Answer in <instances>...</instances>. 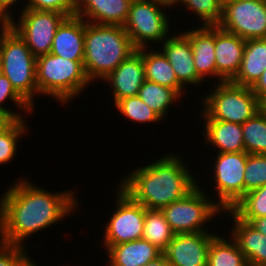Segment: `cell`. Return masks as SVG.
<instances>
[{
  "instance_id": "6da1fadb",
  "label": "cell",
  "mask_w": 266,
  "mask_h": 266,
  "mask_svg": "<svg viewBox=\"0 0 266 266\" xmlns=\"http://www.w3.org/2000/svg\"><path fill=\"white\" fill-rule=\"evenodd\" d=\"M29 179L21 174L0 195V241L26 248L28 238L63 224L83 207L77 189L52 191Z\"/></svg>"
},
{
  "instance_id": "7a4b0ae2",
  "label": "cell",
  "mask_w": 266,
  "mask_h": 266,
  "mask_svg": "<svg viewBox=\"0 0 266 266\" xmlns=\"http://www.w3.org/2000/svg\"><path fill=\"white\" fill-rule=\"evenodd\" d=\"M163 153V156L160 154L158 159L154 157L147 164L132 167L130 172L126 171L115 181L132 200L147 209L161 210L174 201L183 199L198 185L200 179L206 177L202 175L203 178H200V174L193 172L189 159L186 161V157L180 155L179 151Z\"/></svg>"
},
{
  "instance_id": "3957f363",
  "label": "cell",
  "mask_w": 266,
  "mask_h": 266,
  "mask_svg": "<svg viewBox=\"0 0 266 266\" xmlns=\"http://www.w3.org/2000/svg\"><path fill=\"white\" fill-rule=\"evenodd\" d=\"M136 51L123 26L85 21L83 67L92 85L105 79Z\"/></svg>"
},
{
  "instance_id": "277c9868",
  "label": "cell",
  "mask_w": 266,
  "mask_h": 266,
  "mask_svg": "<svg viewBox=\"0 0 266 266\" xmlns=\"http://www.w3.org/2000/svg\"><path fill=\"white\" fill-rule=\"evenodd\" d=\"M208 85L207 90H199L201 97H196L199 101L194 100L197 101L195 104L201 105L198 114L194 111L199 120H221L242 125L261 110V102L251 87L231 81Z\"/></svg>"
},
{
  "instance_id": "5b68a950",
  "label": "cell",
  "mask_w": 266,
  "mask_h": 266,
  "mask_svg": "<svg viewBox=\"0 0 266 266\" xmlns=\"http://www.w3.org/2000/svg\"><path fill=\"white\" fill-rule=\"evenodd\" d=\"M36 84L39 98H53L55 103L67 107L92 86L83 61H72L51 53L36 58Z\"/></svg>"
},
{
  "instance_id": "8992f818",
  "label": "cell",
  "mask_w": 266,
  "mask_h": 266,
  "mask_svg": "<svg viewBox=\"0 0 266 266\" xmlns=\"http://www.w3.org/2000/svg\"><path fill=\"white\" fill-rule=\"evenodd\" d=\"M170 9L169 0H132L123 27L137 49L158 47L172 33L174 23L179 24L175 18L179 11L171 16Z\"/></svg>"
},
{
  "instance_id": "52a82bcc",
  "label": "cell",
  "mask_w": 266,
  "mask_h": 266,
  "mask_svg": "<svg viewBox=\"0 0 266 266\" xmlns=\"http://www.w3.org/2000/svg\"><path fill=\"white\" fill-rule=\"evenodd\" d=\"M0 55L2 74L14 89L34 108L38 98L36 57L25 41L8 24L0 27Z\"/></svg>"
},
{
  "instance_id": "ba28073f",
  "label": "cell",
  "mask_w": 266,
  "mask_h": 266,
  "mask_svg": "<svg viewBox=\"0 0 266 266\" xmlns=\"http://www.w3.org/2000/svg\"><path fill=\"white\" fill-rule=\"evenodd\" d=\"M211 189H202L197 185L183 199L174 201L161 209L165 220L175 234L216 232L220 230L215 228L217 226L214 225H218L216 223L222 219L223 210L208 195ZM212 228H215V230L213 231Z\"/></svg>"
},
{
  "instance_id": "9c48e42d",
  "label": "cell",
  "mask_w": 266,
  "mask_h": 266,
  "mask_svg": "<svg viewBox=\"0 0 266 266\" xmlns=\"http://www.w3.org/2000/svg\"><path fill=\"white\" fill-rule=\"evenodd\" d=\"M212 154L209 153L211 158L209 157L208 161H210V163L205 161L210 168L203 167L205 170L208 169V173H210H204L203 175H211L208 177L211 181L206 178V181H209L208 183H202L200 181L198 182V185L202 189H205L208 184H211L208 185L209 187L207 188L212 187L213 189L210 192L211 194L208 195L212 197L214 202L223 211L231 210L234 205L244 196V173L246 169L248 153L233 152ZM200 183H202V185ZM202 186H204V188Z\"/></svg>"
},
{
  "instance_id": "30bf717a",
  "label": "cell",
  "mask_w": 266,
  "mask_h": 266,
  "mask_svg": "<svg viewBox=\"0 0 266 266\" xmlns=\"http://www.w3.org/2000/svg\"><path fill=\"white\" fill-rule=\"evenodd\" d=\"M114 190L115 207L102 228L100 250L106 252L111 246L142 239L146 208L132 200L116 184ZM102 244V245H101Z\"/></svg>"
},
{
  "instance_id": "8fae6325",
  "label": "cell",
  "mask_w": 266,
  "mask_h": 266,
  "mask_svg": "<svg viewBox=\"0 0 266 266\" xmlns=\"http://www.w3.org/2000/svg\"><path fill=\"white\" fill-rule=\"evenodd\" d=\"M66 17L56 11L22 8L17 16L11 18L8 25L19 34L31 53L38 58L50 53L56 30Z\"/></svg>"
},
{
  "instance_id": "7c38bea8",
  "label": "cell",
  "mask_w": 266,
  "mask_h": 266,
  "mask_svg": "<svg viewBox=\"0 0 266 266\" xmlns=\"http://www.w3.org/2000/svg\"><path fill=\"white\" fill-rule=\"evenodd\" d=\"M218 26L244 40L266 38V0L224 3Z\"/></svg>"
},
{
  "instance_id": "4fadbf2b",
  "label": "cell",
  "mask_w": 266,
  "mask_h": 266,
  "mask_svg": "<svg viewBox=\"0 0 266 266\" xmlns=\"http://www.w3.org/2000/svg\"><path fill=\"white\" fill-rule=\"evenodd\" d=\"M185 27L186 26H182L181 28L180 26H176L175 31H173L158 48L169 61L178 81L187 90L190 88L189 91H195L197 87H202L204 84L206 86L207 84L197 75L195 70L190 39L182 31ZM178 28H180V30ZM191 88H193V90H191Z\"/></svg>"
},
{
  "instance_id": "5bb4252c",
  "label": "cell",
  "mask_w": 266,
  "mask_h": 266,
  "mask_svg": "<svg viewBox=\"0 0 266 266\" xmlns=\"http://www.w3.org/2000/svg\"><path fill=\"white\" fill-rule=\"evenodd\" d=\"M218 233L176 234L163 254L170 266H207L209 245Z\"/></svg>"
},
{
  "instance_id": "9a60e30c",
  "label": "cell",
  "mask_w": 266,
  "mask_h": 266,
  "mask_svg": "<svg viewBox=\"0 0 266 266\" xmlns=\"http://www.w3.org/2000/svg\"><path fill=\"white\" fill-rule=\"evenodd\" d=\"M144 81L145 67L142 48H139L101 82L109 86L108 95L115 105L121 99L138 95Z\"/></svg>"
},
{
  "instance_id": "2e32d148",
  "label": "cell",
  "mask_w": 266,
  "mask_h": 266,
  "mask_svg": "<svg viewBox=\"0 0 266 266\" xmlns=\"http://www.w3.org/2000/svg\"><path fill=\"white\" fill-rule=\"evenodd\" d=\"M223 219H227V222ZM221 222L218 228L222 229L224 226L223 229L236 241L249 266H266V236L264 234L239 219L231 210L223 211ZM223 222L229 226L231 224V226L229 227Z\"/></svg>"
},
{
  "instance_id": "e0dca14e",
  "label": "cell",
  "mask_w": 266,
  "mask_h": 266,
  "mask_svg": "<svg viewBox=\"0 0 266 266\" xmlns=\"http://www.w3.org/2000/svg\"><path fill=\"white\" fill-rule=\"evenodd\" d=\"M188 25L186 23L187 28L183 29V32L190 39L197 75L207 84H216L215 26Z\"/></svg>"
},
{
  "instance_id": "ac0fdd59",
  "label": "cell",
  "mask_w": 266,
  "mask_h": 266,
  "mask_svg": "<svg viewBox=\"0 0 266 266\" xmlns=\"http://www.w3.org/2000/svg\"><path fill=\"white\" fill-rule=\"evenodd\" d=\"M201 121L198 125L202 131L199 135L200 140L205 149L209 148L211 153H233V152H245L244 141H243V130L242 125L221 120H199ZM202 124V126H201ZM201 126V127H200ZM203 136V137H202ZM210 148L212 150H210Z\"/></svg>"
},
{
  "instance_id": "d6986e66",
  "label": "cell",
  "mask_w": 266,
  "mask_h": 266,
  "mask_svg": "<svg viewBox=\"0 0 266 266\" xmlns=\"http://www.w3.org/2000/svg\"><path fill=\"white\" fill-rule=\"evenodd\" d=\"M246 40L215 25L217 83L231 81L238 73Z\"/></svg>"
},
{
  "instance_id": "ffe728a7",
  "label": "cell",
  "mask_w": 266,
  "mask_h": 266,
  "mask_svg": "<svg viewBox=\"0 0 266 266\" xmlns=\"http://www.w3.org/2000/svg\"><path fill=\"white\" fill-rule=\"evenodd\" d=\"M132 0H77L75 15L98 25L123 26Z\"/></svg>"
},
{
  "instance_id": "44dd1931",
  "label": "cell",
  "mask_w": 266,
  "mask_h": 266,
  "mask_svg": "<svg viewBox=\"0 0 266 266\" xmlns=\"http://www.w3.org/2000/svg\"><path fill=\"white\" fill-rule=\"evenodd\" d=\"M85 20L66 17L58 26L50 53L72 61L84 60Z\"/></svg>"
},
{
  "instance_id": "7402d4cb",
  "label": "cell",
  "mask_w": 266,
  "mask_h": 266,
  "mask_svg": "<svg viewBox=\"0 0 266 266\" xmlns=\"http://www.w3.org/2000/svg\"><path fill=\"white\" fill-rule=\"evenodd\" d=\"M104 253L105 266H144L163 254L160 249L144 239L113 245Z\"/></svg>"
},
{
  "instance_id": "603a6c76",
  "label": "cell",
  "mask_w": 266,
  "mask_h": 266,
  "mask_svg": "<svg viewBox=\"0 0 266 266\" xmlns=\"http://www.w3.org/2000/svg\"><path fill=\"white\" fill-rule=\"evenodd\" d=\"M142 58L145 67V80L174 89L183 100L191 95L177 79L169 61L158 47L142 48ZM186 97V98H184Z\"/></svg>"
},
{
  "instance_id": "cb8c5ba5",
  "label": "cell",
  "mask_w": 266,
  "mask_h": 266,
  "mask_svg": "<svg viewBox=\"0 0 266 266\" xmlns=\"http://www.w3.org/2000/svg\"><path fill=\"white\" fill-rule=\"evenodd\" d=\"M266 68V38L248 39L241 65L232 83L252 87Z\"/></svg>"
},
{
  "instance_id": "d4e9b609",
  "label": "cell",
  "mask_w": 266,
  "mask_h": 266,
  "mask_svg": "<svg viewBox=\"0 0 266 266\" xmlns=\"http://www.w3.org/2000/svg\"><path fill=\"white\" fill-rule=\"evenodd\" d=\"M137 96L165 122L174 105L178 103L184 107L183 98L174 89L148 80L144 81Z\"/></svg>"
},
{
  "instance_id": "484cf974",
  "label": "cell",
  "mask_w": 266,
  "mask_h": 266,
  "mask_svg": "<svg viewBox=\"0 0 266 266\" xmlns=\"http://www.w3.org/2000/svg\"><path fill=\"white\" fill-rule=\"evenodd\" d=\"M219 232L209 245L207 266H249L230 234L224 229Z\"/></svg>"
},
{
  "instance_id": "4316f807",
  "label": "cell",
  "mask_w": 266,
  "mask_h": 266,
  "mask_svg": "<svg viewBox=\"0 0 266 266\" xmlns=\"http://www.w3.org/2000/svg\"><path fill=\"white\" fill-rule=\"evenodd\" d=\"M171 3L173 9L179 10L181 13H188L192 19L188 20H190V23L193 22L194 26L197 24L199 26H215L221 22L223 10L221 0H171Z\"/></svg>"
},
{
  "instance_id": "83f0119b",
  "label": "cell",
  "mask_w": 266,
  "mask_h": 266,
  "mask_svg": "<svg viewBox=\"0 0 266 266\" xmlns=\"http://www.w3.org/2000/svg\"><path fill=\"white\" fill-rule=\"evenodd\" d=\"M175 235L161 210L146 208L142 239L164 252Z\"/></svg>"
},
{
  "instance_id": "f1b7e54d",
  "label": "cell",
  "mask_w": 266,
  "mask_h": 266,
  "mask_svg": "<svg viewBox=\"0 0 266 266\" xmlns=\"http://www.w3.org/2000/svg\"><path fill=\"white\" fill-rule=\"evenodd\" d=\"M114 107V111H118V115L122 117V119H127L126 122H133V125L137 124H147V126L154 124H160L164 122L151 108H149L137 95L132 97H127L119 100ZM135 123V124H134Z\"/></svg>"
},
{
  "instance_id": "f546056e",
  "label": "cell",
  "mask_w": 266,
  "mask_h": 266,
  "mask_svg": "<svg viewBox=\"0 0 266 266\" xmlns=\"http://www.w3.org/2000/svg\"><path fill=\"white\" fill-rule=\"evenodd\" d=\"M27 121L29 120H16L9 128L0 132V166L10 164L16 159L20 141L30 135V129L33 128Z\"/></svg>"
},
{
  "instance_id": "4dcf8cb0",
  "label": "cell",
  "mask_w": 266,
  "mask_h": 266,
  "mask_svg": "<svg viewBox=\"0 0 266 266\" xmlns=\"http://www.w3.org/2000/svg\"><path fill=\"white\" fill-rule=\"evenodd\" d=\"M244 149L248 154L266 155V115L260 110L242 124Z\"/></svg>"
},
{
  "instance_id": "1f68e13d",
  "label": "cell",
  "mask_w": 266,
  "mask_h": 266,
  "mask_svg": "<svg viewBox=\"0 0 266 266\" xmlns=\"http://www.w3.org/2000/svg\"><path fill=\"white\" fill-rule=\"evenodd\" d=\"M8 102L13 103L14 105L10 106L15 107V109L11 108ZM0 107L7 110L16 120L29 119V115L32 117L34 112H36L35 109L14 89L9 79L3 74L0 75Z\"/></svg>"
},
{
  "instance_id": "d6a6232c",
  "label": "cell",
  "mask_w": 266,
  "mask_h": 266,
  "mask_svg": "<svg viewBox=\"0 0 266 266\" xmlns=\"http://www.w3.org/2000/svg\"><path fill=\"white\" fill-rule=\"evenodd\" d=\"M231 211L238 218L266 217V184L247 192Z\"/></svg>"
},
{
  "instance_id": "836d02e7",
  "label": "cell",
  "mask_w": 266,
  "mask_h": 266,
  "mask_svg": "<svg viewBox=\"0 0 266 266\" xmlns=\"http://www.w3.org/2000/svg\"><path fill=\"white\" fill-rule=\"evenodd\" d=\"M266 184V155L248 154L244 173V195Z\"/></svg>"
},
{
  "instance_id": "e575fe53",
  "label": "cell",
  "mask_w": 266,
  "mask_h": 266,
  "mask_svg": "<svg viewBox=\"0 0 266 266\" xmlns=\"http://www.w3.org/2000/svg\"><path fill=\"white\" fill-rule=\"evenodd\" d=\"M28 248L0 241V266H38ZM31 256V257H30Z\"/></svg>"
},
{
  "instance_id": "d590c367",
  "label": "cell",
  "mask_w": 266,
  "mask_h": 266,
  "mask_svg": "<svg viewBox=\"0 0 266 266\" xmlns=\"http://www.w3.org/2000/svg\"><path fill=\"white\" fill-rule=\"evenodd\" d=\"M23 8L56 11L70 17L75 16L77 0H24Z\"/></svg>"
},
{
  "instance_id": "8d00e7d4",
  "label": "cell",
  "mask_w": 266,
  "mask_h": 266,
  "mask_svg": "<svg viewBox=\"0 0 266 266\" xmlns=\"http://www.w3.org/2000/svg\"><path fill=\"white\" fill-rule=\"evenodd\" d=\"M22 2L24 3V0H0V15L7 22H9L11 20V18H13L15 15H17L16 13H18V11H20L23 8ZM17 5H18V7H20V8H17L18 10L16 9ZM14 12H15V14H14Z\"/></svg>"
},
{
  "instance_id": "74e56055",
  "label": "cell",
  "mask_w": 266,
  "mask_h": 266,
  "mask_svg": "<svg viewBox=\"0 0 266 266\" xmlns=\"http://www.w3.org/2000/svg\"><path fill=\"white\" fill-rule=\"evenodd\" d=\"M251 89L260 102L266 99V68Z\"/></svg>"
},
{
  "instance_id": "f35d334b",
  "label": "cell",
  "mask_w": 266,
  "mask_h": 266,
  "mask_svg": "<svg viewBox=\"0 0 266 266\" xmlns=\"http://www.w3.org/2000/svg\"><path fill=\"white\" fill-rule=\"evenodd\" d=\"M245 222H247L250 226H252L255 230L266 236V217L261 218H239Z\"/></svg>"
},
{
  "instance_id": "ab89813d",
  "label": "cell",
  "mask_w": 266,
  "mask_h": 266,
  "mask_svg": "<svg viewBox=\"0 0 266 266\" xmlns=\"http://www.w3.org/2000/svg\"><path fill=\"white\" fill-rule=\"evenodd\" d=\"M16 119L5 109L0 107V132L9 128Z\"/></svg>"
},
{
  "instance_id": "60d3db41",
  "label": "cell",
  "mask_w": 266,
  "mask_h": 266,
  "mask_svg": "<svg viewBox=\"0 0 266 266\" xmlns=\"http://www.w3.org/2000/svg\"><path fill=\"white\" fill-rule=\"evenodd\" d=\"M144 266H170L165 255L162 254L160 257H158L156 260H153L149 263H147Z\"/></svg>"
},
{
  "instance_id": "b9f144b4",
  "label": "cell",
  "mask_w": 266,
  "mask_h": 266,
  "mask_svg": "<svg viewBox=\"0 0 266 266\" xmlns=\"http://www.w3.org/2000/svg\"><path fill=\"white\" fill-rule=\"evenodd\" d=\"M261 110L265 113V115H266V99L265 100H263L262 102H261Z\"/></svg>"
},
{
  "instance_id": "7bdbcfd3",
  "label": "cell",
  "mask_w": 266,
  "mask_h": 266,
  "mask_svg": "<svg viewBox=\"0 0 266 266\" xmlns=\"http://www.w3.org/2000/svg\"><path fill=\"white\" fill-rule=\"evenodd\" d=\"M8 24V22L0 15V27Z\"/></svg>"
},
{
  "instance_id": "ee69618b",
  "label": "cell",
  "mask_w": 266,
  "mask_h": 266,
  "mask_svg": "<svg viewBox=\"0 0 266 266\" xmlns=\"http://www.w3.org/2000/svg\"><path fill=\"white\" fill-rule=\"evenodd\" d=\"M2 74V58H1V55H0V75Z\"/></svg>"
},
{
  "instance_id": "f6af8a7d",
  "label": "cell",
  "mask_w": 266,
  "mask_h": 266,
  "mask_svg": "<svg viewBox=\"0 0 266 266\" xmlns=\"http://www.w3.org/2000/svg\"><path fill=\"white\" fill-rule=\"evenodd\" d=\"M221 1H222V4H224V3L233 2V1H237V0H221Z\"/></svg>"
}]
</instances>
